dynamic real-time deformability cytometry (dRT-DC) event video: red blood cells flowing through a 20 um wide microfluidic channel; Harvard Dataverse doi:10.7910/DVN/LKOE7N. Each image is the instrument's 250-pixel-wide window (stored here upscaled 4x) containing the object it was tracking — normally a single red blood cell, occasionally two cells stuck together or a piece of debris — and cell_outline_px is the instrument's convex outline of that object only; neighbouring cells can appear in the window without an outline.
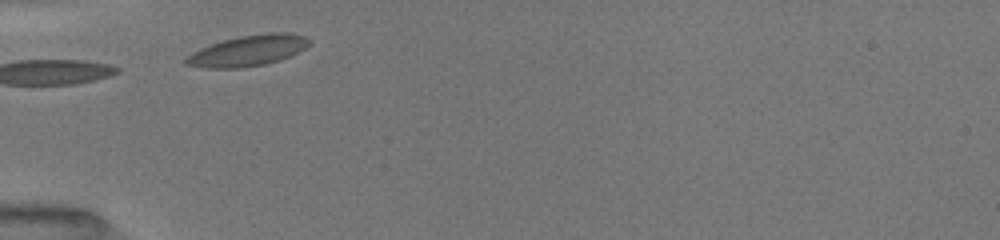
{"species": "common noctule bat (a hibernating species)", "species_latin": "Nyctalus noctula", "temperature_condition": "room temperature", "stored_images_in_passage": 3, "camera_frame_rate_fps": 3000, "um_per_image_px": 0.085, "animal": {"sex": "female", "body_mass_g": 19.5, "forearm_length_mm": 54.1}, "frame": {"image": 1, "passage_image": 1, "time_ms": 0.0, "image_size_px": [1000, 240], "cell_outline_px": [[312, 40], [304, 48], [280, 60], [264, 64], [240, 68], [204, 68], [184, 64], [184, 60], [192, 52], [200, 48], [224, 40], [240, 36], [268, 32], [288, 32], [308, 36]], "centroid_in_image_um": [21.09, 4.3], "position_along_channel_um": 63.9, "area_um2": 22.08}}